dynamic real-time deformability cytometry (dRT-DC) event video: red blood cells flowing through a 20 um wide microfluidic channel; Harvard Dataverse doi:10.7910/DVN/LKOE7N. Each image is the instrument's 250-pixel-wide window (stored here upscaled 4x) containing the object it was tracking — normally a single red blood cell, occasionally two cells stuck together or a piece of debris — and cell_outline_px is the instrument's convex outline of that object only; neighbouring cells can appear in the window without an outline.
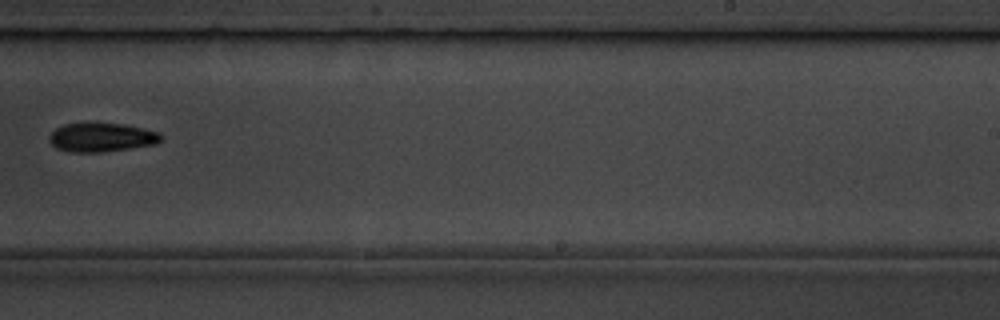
{"species": "common noctule bat (a hibernating species)", "species_latin": "Nyctalus noctula", "temperature_condition": "room temperature", "stored_images_in_passage": 10, "camera_frame_rate_fps": 3000, "um_per_image_px": 0.085, "animal": {"sex": "male", "body_mass_g": 19.5, "forearm_length_mm": 54.6}, "frame": {"image": 1, "passage_image": 9, "time_ms": 10.0, "image_size_px": [1000, 320], "cell_outline_px": [[164, 140], [156, 144], [104, 152], [68, 152], [56, 148], [48, 140], [48, 136], [56, 128], [64, 124], [84, 120], [88, 120], [124, 124], [144, 128], [160, 132], [164, 136]], "centroid_in_image_um": [8.63, 11.63], "position_along_channel_um": 280.4, "area_um2": 19.83}}
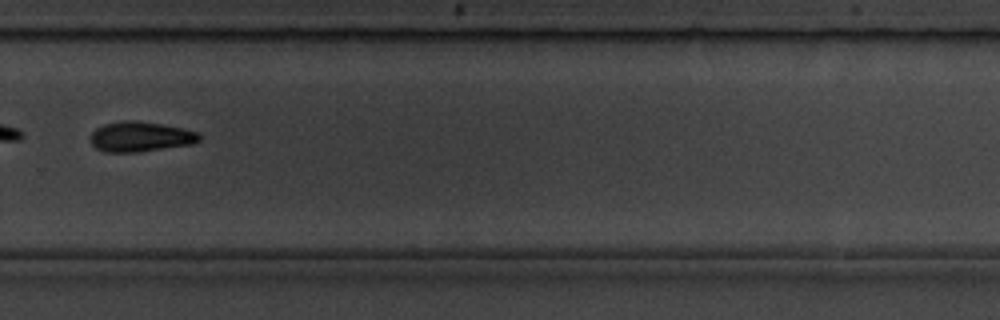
{"frame": {"image": 2, "passage_image": 10, "time_ms": 11.0, "image_size_px": [1000, 320], "cell_outline_px": [[200, 140], [192, 144], [136, 152], [104, 152], [96, 148], [92, 144], [92, 132], [96, 128], [104, 124], [124, 120], [136, 120], [184, 128], [200, 132]], "centroid_in_image_um": [11.96, 11.61], "position_along_channel_um": 317.8, "area_um2": 19.02}}